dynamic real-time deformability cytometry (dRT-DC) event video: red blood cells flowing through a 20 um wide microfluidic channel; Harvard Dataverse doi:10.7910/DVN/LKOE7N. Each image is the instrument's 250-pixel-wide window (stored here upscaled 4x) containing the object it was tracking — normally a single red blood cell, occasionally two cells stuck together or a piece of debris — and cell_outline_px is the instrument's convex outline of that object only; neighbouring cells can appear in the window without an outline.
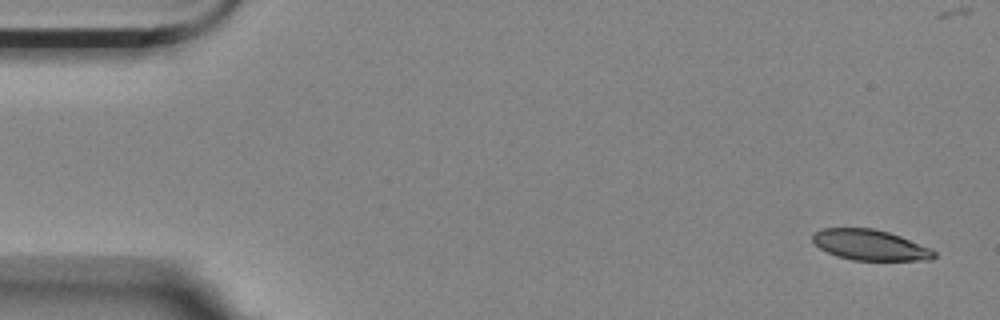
{"species": "Egyptian fruit bat (a non-hibernating species)", "species_latin": "Rousettus aegyptiacus", "temperature_condition": "room temperature", "stored_images_in_passage": 5, "camera_frame_rate_fps": 3000, "um_per_image_px": 0.085, "animal": {"sex": "female"}, "frame": {"image": 1, "passage_image": 1, "time_ms": 0.0, "image_size_px": [1000, 320], "cell_outline_px": [[936, 256], [932, 260], [852, 260], [836, 256], [820, 248], [812, 240], [812, 236], [816, 232], [824, 228], [872, 228], [888, 232], [900, 236], [928, 248], [936, 252]], "centroid_in_image_um": [73.94, 20.83], "position_along_channel_um": 11.1, "area_um2": 21.39}}